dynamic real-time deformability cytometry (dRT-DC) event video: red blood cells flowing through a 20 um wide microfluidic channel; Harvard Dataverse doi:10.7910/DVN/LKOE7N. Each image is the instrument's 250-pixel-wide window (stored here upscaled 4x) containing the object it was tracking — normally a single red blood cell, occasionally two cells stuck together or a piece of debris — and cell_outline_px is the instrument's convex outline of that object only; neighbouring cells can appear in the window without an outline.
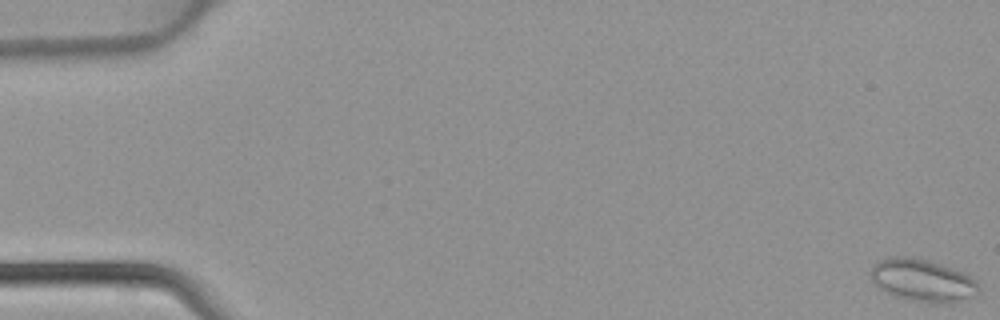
{"species": "common noctule bat (a hibernating species)", "species_latin": "Nyctalus noctula", "temperature_condition": "warm", "stored_images_in_passage": 6, "camera_frame_rate_fps": 3000, "um_per_image_px": 0.085, "animal": {"sex": "female", "body_mass_g": 22.7, "forearm_length_mm": 54.2}, "frame": {"image": 1, "passage_image": 1, "time_ms": 0.0, "image_size_px": [1000, 320], "cell_outline_px": [[980, 292], [972, 296], [940, 304], [932, 304], [908, 300], [892, 296], [880, 288], [872, 280], [872, 268], [880, 260], [892, 256], [904, 256], [924, 260], [940, 264], [964, 272], [976, 280], [980, 284]], "centroid_in_image_um": [78.44, 23.85], "position_along_channel_um": 6.6, "area_um2": 26.53}}